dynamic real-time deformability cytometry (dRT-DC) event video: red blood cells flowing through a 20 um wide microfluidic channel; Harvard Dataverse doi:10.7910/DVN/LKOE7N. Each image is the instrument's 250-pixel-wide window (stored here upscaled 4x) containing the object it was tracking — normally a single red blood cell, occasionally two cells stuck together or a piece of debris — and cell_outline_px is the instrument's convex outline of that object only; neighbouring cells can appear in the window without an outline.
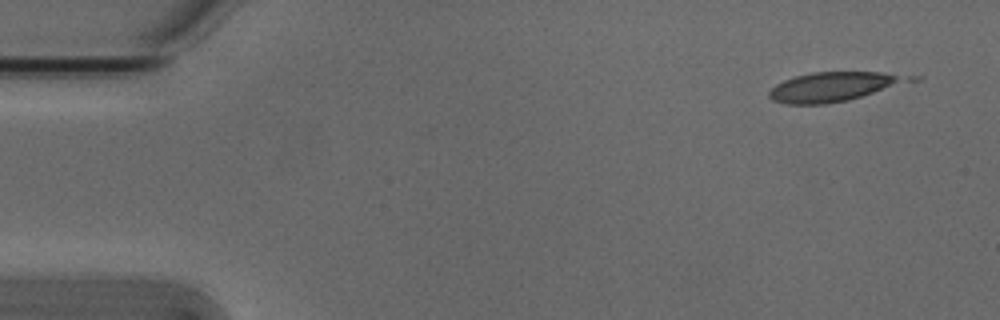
{"species": "Egyptian fruit bat (a non-hibernating species)", "species_latin": "Rousettus aegyptiacus", "temperature_condition": "cold", "stored_images_in_passage": 6, "segment_of_instrument_passage": [2, 2], "camera_frame_rate_fps": 3000, "um_per_image_px": 0.085, "animal": {"sex": "male"}, "frame": {"image": 1, "passage_image": 6, "time_ms": 1.667, "image_size_px": [1000, 320], "cell_outline_px": [[896, 80], [872, 92], [848, 100], [824, 104], [784, 104], [772, 100], [768, 96], [768, 92], [776, 84], [784, 80], [796, 76], [812, 72], [880, 72], [896, 76]], "centroid_in_image_um": [70.38, 7.4], "position_along_channel_um": 14.6, "area_um2": 21.91}}